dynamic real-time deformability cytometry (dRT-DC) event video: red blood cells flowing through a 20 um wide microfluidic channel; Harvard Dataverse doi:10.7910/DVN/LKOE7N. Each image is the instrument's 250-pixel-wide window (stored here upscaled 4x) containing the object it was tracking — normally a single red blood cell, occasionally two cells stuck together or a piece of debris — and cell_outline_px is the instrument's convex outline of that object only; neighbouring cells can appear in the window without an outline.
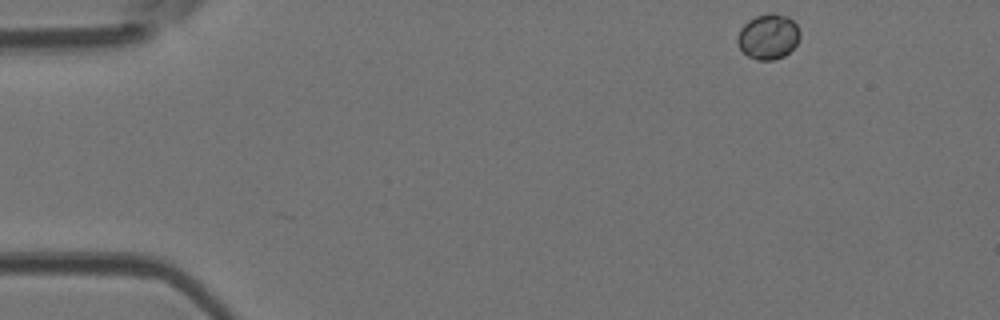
{"species": "Egyptian fruit bat (a non-hibernating species)", "species_latin": "Rousettus aegyptiacus", "temperature_condition": "room temperature", "stored_images_in_passage": 35, "camera_frame_rate_fps": 3000, "um_per_image_px": 0.085, "animal": {"sex": "female"}, "frame": {"image": 1, "passage_image": 1, "time_ms": 0.0, "image_size_px": [1000, 320], "cell_outline_px": [[800, 36], [796, 44], [784, 56], [772, 60], [756, 60], [748, 56], [740, 48], [736, 40], [740, 28], [748, 20], [756, 16], [772, 12], [788, 16], [796, 24], [800, 32]], "centroid_in_image_um": [65.29, 3.1], "position_along_channel_um": 19.7, "area_um2": 16.47}}
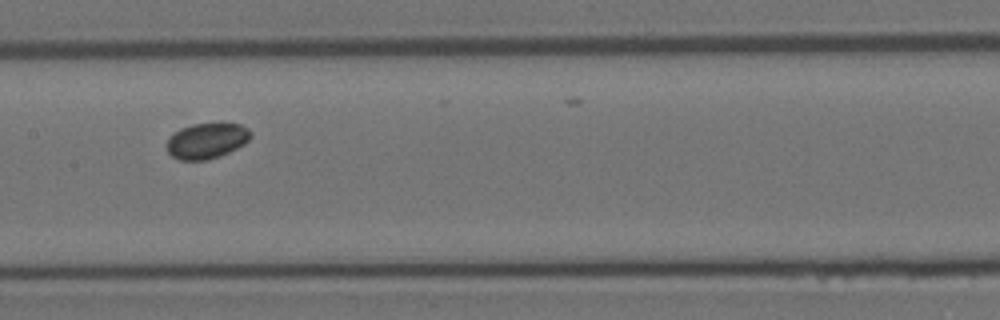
{"frame": {"image": 2, "passage_image": 20, "time_ms": 6.333, "image_size_px": [1000, 320], "cell_outline_px": [[252, 136], [244, 144], [220, 156], [208, 160], [180, 160], [172, 156], [168, 152], [168, 140], [180, 128], [192, 124], [240, 124], [248, 128], [252, 132]], "centroid_in_image_um": [17.6, 11.97], "position_along_channel_um": 189.8, "area_um2": 17.17}}
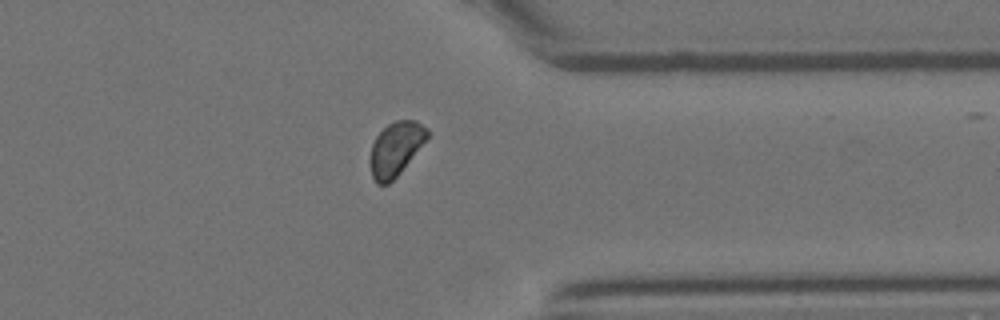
{"frame": {"image": 3, "passage_image": 34, "time_ms": 11.0, "image_size_px": [1000, 320], "cell_outline_px": [[428, 136], [400, 172], [388, 184], [376, 184], [372, 176], [368, 160], [372, 144], [376, 136], [388, 124], [396, 120], [416, 120], [428, 128]], "centroid_in_image_um": [33.59, 12.65], "position_along_channel_um": 377.8, "area_um2": 17.74}}